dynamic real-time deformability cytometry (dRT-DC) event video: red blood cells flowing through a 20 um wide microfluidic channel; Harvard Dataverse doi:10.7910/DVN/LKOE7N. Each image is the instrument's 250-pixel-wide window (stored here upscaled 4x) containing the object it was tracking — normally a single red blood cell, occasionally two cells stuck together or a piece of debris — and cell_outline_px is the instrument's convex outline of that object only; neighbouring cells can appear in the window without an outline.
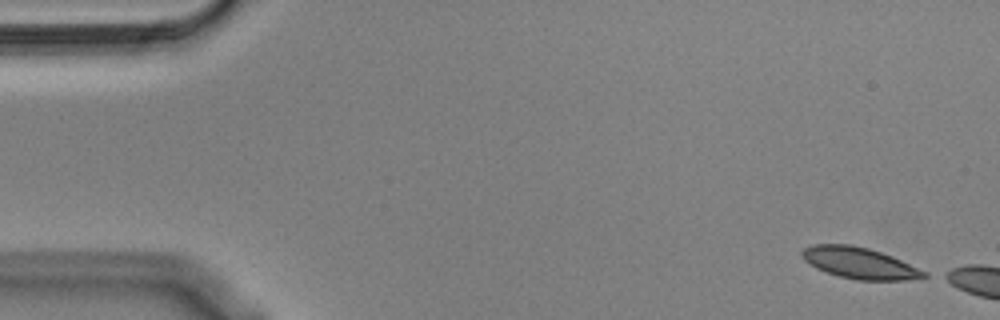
{"species": "Egyptian fruit bat (a non-hibernating species)", "species_latin": "Rousettus aegyptiacus", "temperature_condition": "cold", "stored_images_in_passage": 5, "camera_frame_rate_fps": 3000, "um_per_image_px": 0.085, "animal": {"sex": "male"}, "frame": {"image": 1, "passage_image": 1, "time_ms": 0.0, "image_size_px": [1000, 320], "cell_outline_px": [[928, 276], [908, 280], [856, 280], [840, 276], [816, 268], [804, 260], [800, 256], [800, 252], [804, 248], [812, 244], [852, 244], [868, 248], [892, 256], [928, 272]], "centroid_in_image_um": [73.04, 22.35], "position_along_channel_um": 12.0, "area_um2": 22.25}}